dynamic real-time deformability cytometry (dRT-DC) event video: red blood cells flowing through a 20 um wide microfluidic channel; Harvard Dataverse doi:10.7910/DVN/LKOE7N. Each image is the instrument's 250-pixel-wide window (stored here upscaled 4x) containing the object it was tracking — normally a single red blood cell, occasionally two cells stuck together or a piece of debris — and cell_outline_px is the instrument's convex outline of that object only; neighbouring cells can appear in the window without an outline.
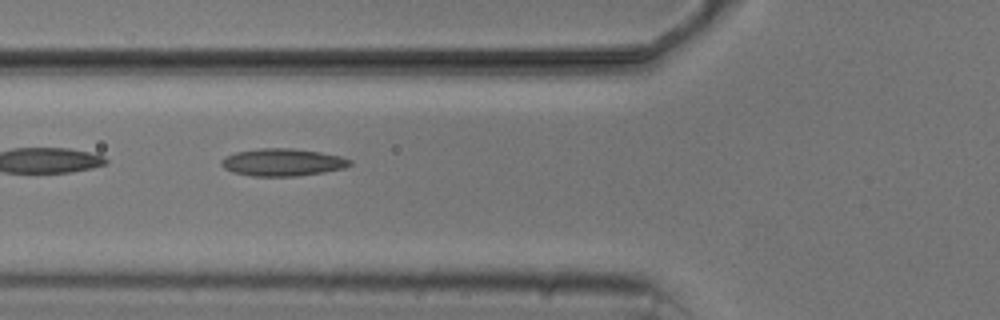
{"species": "common noctule bat (a hibernating species)", "species_latin": "Nyctalus noctula", "temperature_condition": "cold", "stored_images_in_passage": 4, "camera_frame_rate_fps": 3000, "um_per_image_px": 0.085, "animal": {"sex": "male", "body_mass_g": 20.5, "forearm_length_mm": 52.5}, "frame": {"image": 1, "passage_image": 3, "time_ms": 2.333, "image_size_px": [1000, 320], "cell_outline_px": [[352, 164], [344, 168], [324, 172], [296, 176], [252, 176], [232, 172], [224, 168], [220, 164], [220, 160], [224, 156], [236, 152], [260, 148], [292, 148], [320, 152], [340, 156], [352, 160]], "centroid_in_image_um": [23.99, 13.79], "position_along_channel_um": 101.8, "area_um2": 20.63}}